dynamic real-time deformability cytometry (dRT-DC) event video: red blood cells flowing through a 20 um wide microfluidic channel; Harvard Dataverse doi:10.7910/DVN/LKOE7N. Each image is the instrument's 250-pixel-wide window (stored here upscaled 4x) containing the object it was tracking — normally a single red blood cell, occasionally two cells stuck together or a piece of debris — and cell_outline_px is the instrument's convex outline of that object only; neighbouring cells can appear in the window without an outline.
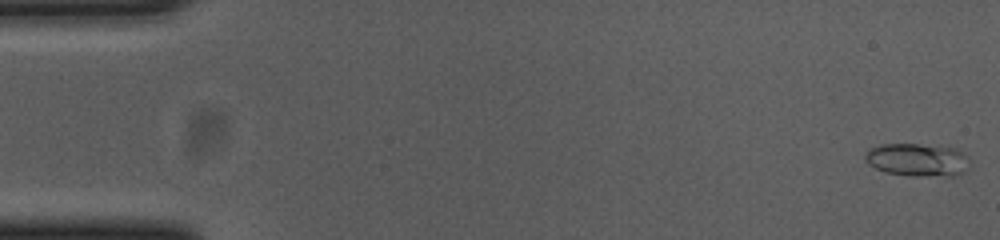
{"species": "common noctule bat (a hibernating species)", "species_latin": "Nyctalus noctula", "temperature_condition": "cold", "stored_images_in_passage": 17, "camera_frame_rate_fps": 3000, "um_per_image_px": 0.085, "animal": {"sex": "female", "body_mass_g": 23.0, "forearm_length_mm": 53.4}, "frame": {"image": 1, "passage_image": 1, "time_ms": 0.0, "image_size_px": [1000, 240], "cell_outline_px": [[968, 168], [964, 172], [952, 176], [912, 176], [884, 172], [868, 164], [864, 160], [864, 156], [868, 148], [880, 144], [916, 144], [960, 148], [968, 156]], "centroid_in_image_um": [77.98, 13.58], "position_along_channel_um": 7.0, "area_um2": 20.46}}
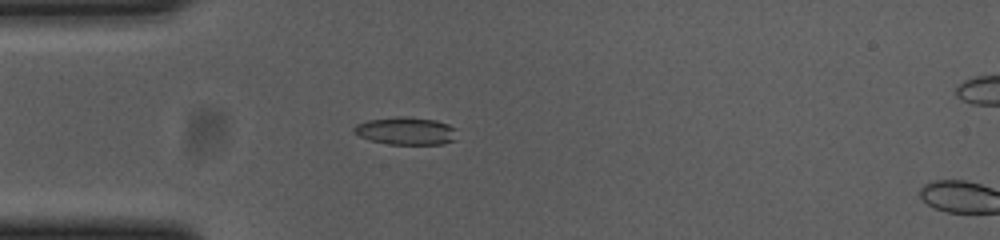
{"frame": {"image": 2, "passage_image": 15, "time_ms": 4.667, "image_size_px": [1000, 240], "cell_outline_px": [[456, 140], [444, 144], [388, 144], [368, 140], [360, 136], [352, 128], [356, 124], [368, 120], [396, 116], [408, 116], [436, 120], [448, 124], [456, 128]], "centroid_in_image_um": [34.53, 11.12], "position_along_channel_um": 50.5, "area_um2": 16.82}}